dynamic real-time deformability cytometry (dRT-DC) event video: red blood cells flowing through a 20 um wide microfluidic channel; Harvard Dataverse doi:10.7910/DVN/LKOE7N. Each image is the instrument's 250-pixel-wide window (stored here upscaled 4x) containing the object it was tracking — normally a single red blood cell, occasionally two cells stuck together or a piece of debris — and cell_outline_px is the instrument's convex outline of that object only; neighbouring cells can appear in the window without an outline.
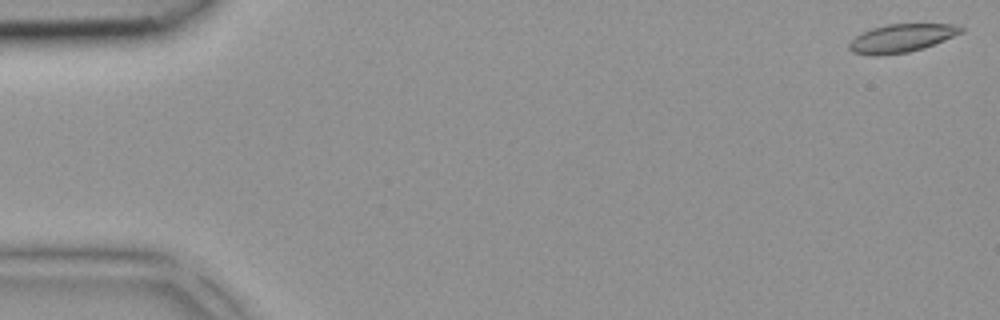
{"species": "common noctule bat (a hibernating species)", "species_latin": "Nyctalus noctula", "temperature_condition": "room temperature", "stored_images_in_passage": 43, "camera_frame_rate_fps": 3000, "um_per_image_px": 0.085, "animal": {"sex": "female", "body_mass_g": 18.4}, "frame": {"image": 1, "passage_image": 1, "time_ms": 0.0, "image_size_px": [1000, 320], "cell_outline_px": [[964, 32], [924, 48], [908, 52], [876, 56], [852, 52], [848, 48], [848, 44], [856, 36], [872, 28], [888, 24], [952, 24], [964, 28]], "centroid_in_image_um": [76.63, 3.25], "position_along_channel_um": 8.4, "area_um2": 18.26}}
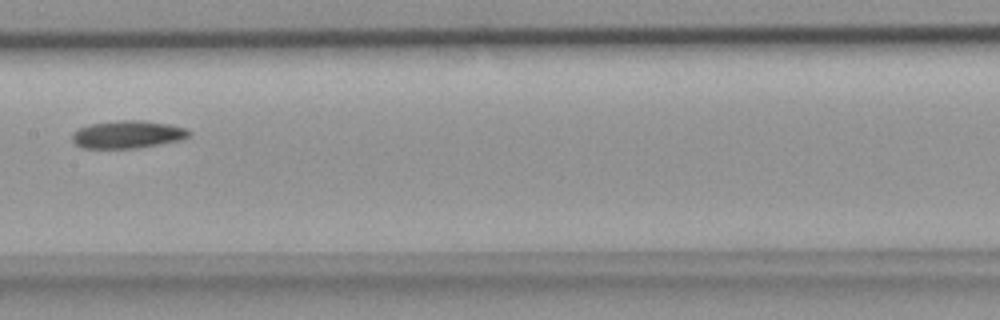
{"frame": {"image": 2, "passage_image": 22, "time_ms": 7.0, "image_size_px": [1000, 320], "cell_outline_px": [[192, 136], [180, 140], [160, 144], [136, 148], [80, 148], [72, 140], [72, 132], [76, 128], [88, 124], [120, 120], [144, 120], [168, 124], [188, 128], [192, 132]], "centroid_in_image_um": [10.85, 11.42], "position_along_channel_um": 196.6, "area_um2": 19.19}}
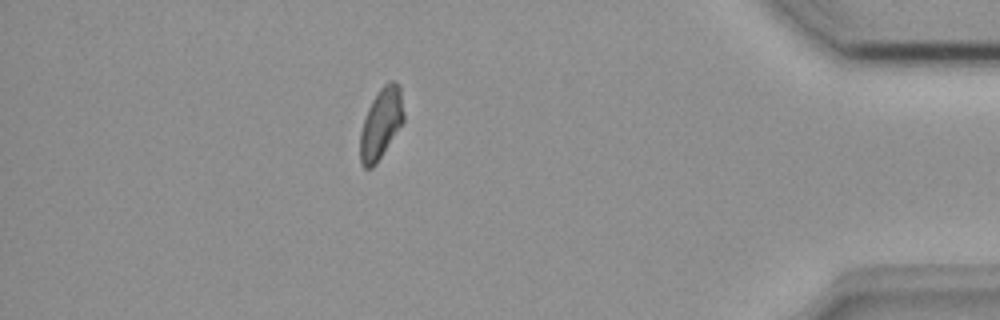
{"frame": {"image": 3, "passage_image": 38, "time_ms": 12.333, "image_size_px": [1000, 320], "cell_outline_px": [[404, 120], [376, 164], [372, 168], [364, 168], [360, 164], [360, 132], [364, 116], [372, 100], [380, 88], [388, 80], [392, 80], [400, 84], [404, 112]], "centroid_in_image_um": [32.38, 10.47], "position_along_channel_um": 402.8, "area_um2": 18.03}}